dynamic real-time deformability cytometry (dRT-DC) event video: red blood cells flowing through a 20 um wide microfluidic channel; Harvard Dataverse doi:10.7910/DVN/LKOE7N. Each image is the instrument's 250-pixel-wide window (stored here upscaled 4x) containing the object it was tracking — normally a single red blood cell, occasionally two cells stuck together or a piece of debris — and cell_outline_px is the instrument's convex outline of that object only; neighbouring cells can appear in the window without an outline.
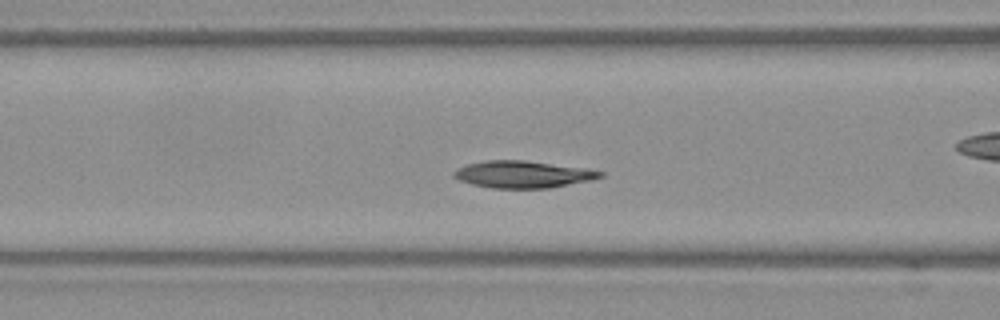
{"species": "Egyptian fruit bat (a non-hibernating species)", "species_latin": "Rousettus aegyptiacus", "temperature_condition": "warm", "stored_images_in_passage": 47, "camera_frame_rate_fps": 3000, "um_per_image_px": 0.085, "frame": {"image": 1, "passage_image": 15, "time_ms": 4.667, "image_size_px": [1000, 320], "cell_outline_px": [[604, 176], [592, 180], [548, 188], [492, 188], [472, 184], [460, 180], [452, 176], [452, 172], [456, 168], [468, 164], [484, 160], [524, 160], [588, 168], [604, 172]], "centroid_in_image_um": [44.45, 14.81], "position_along_channel_um": 122.1, "area_um2": 23.18}}
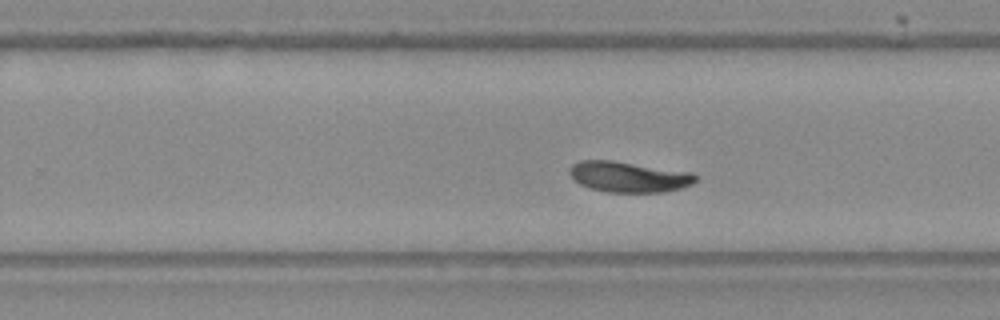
{"frame": {"image": 2, "passage_image": 27, "time_ms": 8.667, "image_size_px": [1000, 320], "cell_outline_px": [[696, 180], [692, 184], [684, 188], [664, 192], [604, 192], [588, 188], [572, 180], [568, 172], [568, 168], [572, 164], [580, 160], [612, 160], [692, 172], [696, 176]], "centroid_in_image_um": [53.4, 15.03], "position_along_channel_um": 276.4, "area_um2": 22.89}}
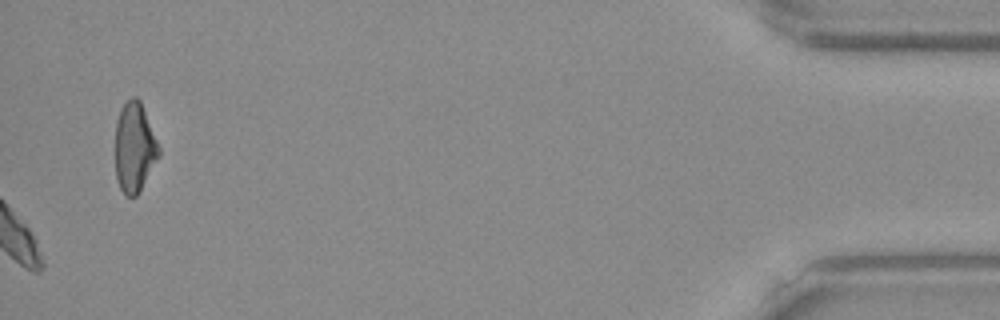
{"frame": {"image": 3, "passage_image": 47, "time_ms": 15.333, "image_size_px": [1000, 320], "cell_outline_px": [[160, 156], [136, 196], [124, 196], [120, 188], [116, 176], [116, 120], [124, 104], [132, 96], [136, 96], [140, 100], [160, 148]], "centroid_in_image_um": [11.43, 12.54], "position_along_channel_um": 423.8, "area_um2": 22.54}, "authors_computed_cell_mechanics": {"area_um2": 22.7154, "velocity_mm_per_s": 3.8664, "shape_relaxation_time_tau1_ms": 2.6448, "shape_relaxation_time_tau2_ms": 6.6243, "deformation_change_tau1": 0.0958, "deformation_change_tau2": 0.0673}}